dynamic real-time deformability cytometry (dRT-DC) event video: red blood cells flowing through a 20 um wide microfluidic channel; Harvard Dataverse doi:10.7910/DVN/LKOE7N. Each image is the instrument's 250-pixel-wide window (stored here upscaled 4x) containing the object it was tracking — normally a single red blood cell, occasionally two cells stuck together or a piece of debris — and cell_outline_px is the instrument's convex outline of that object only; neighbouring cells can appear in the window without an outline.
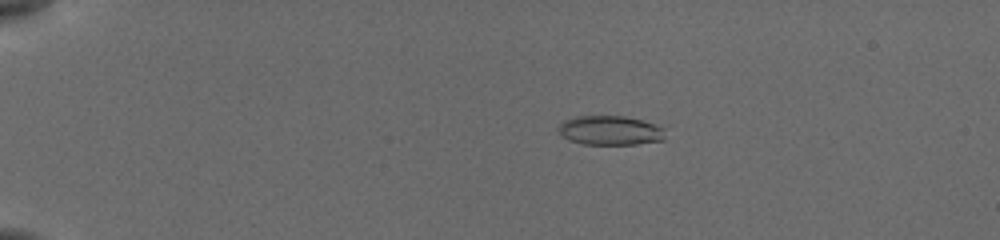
{"species": "common noctule bat (a hibernating species)", "species_latin": "Nyctalus noctula", "temperature_condition": "cold", "stored_images_in_passage": 51, "camera_frame_rate_fps": 3000, "um_per_image_px": 0.085, "animal": {"sex": "female", "body_mass_g": 19.5, "forearm_length_mm": 54.1}, "frame": {"image": 1, "passage_image": 7, "time_ms": 3.333, "image_size_px": [1000, 240], "cell_outline_px": [[664, 140], [636, 144], [584, 144], [568, 140], [560, 136], [560, 124], [564, 120], [576, 116], [624, 116], [656, 124], [664, 128]], "centroid_in_image_um": [51.86, 11.09], "position_along_channel_um": 33.1, "area_um2": 18.21}}
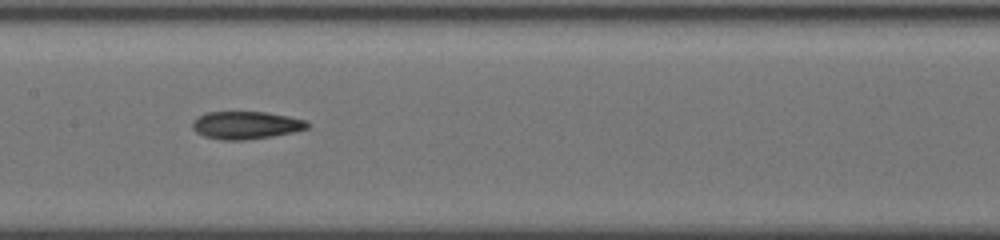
{"frame": {"image": 2, "passage_image": 34, "time_ms": 9.333, "image_size_px": [1000, 240], "cell_outline_px": [[312, 124], [308, 128], [292, 132], [272, 136], [244, 140], [220, 140], [204, 136], [196, 132], [192, 128], [192, 120], [196, 116], [208, 112], [268, 112], [308, 120]], "centroid_in_image_um": [20.91, 10.63], "position_along_channel_um": 186.5, "area_um2": 18.79}}
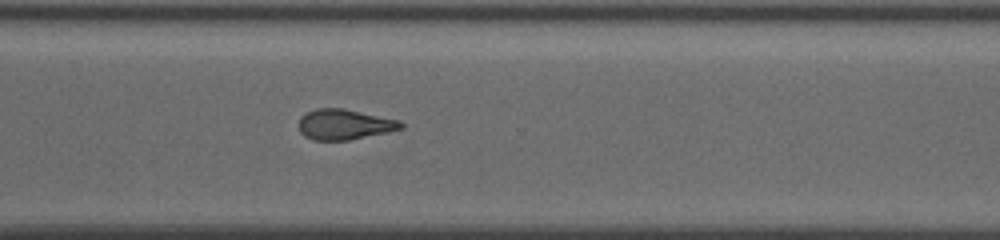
{"frame": {"image": 3, "passage_image": 51, "time_ms": 13.333, "image_size_px": [1000, 240], "cell_outline_px": [[404, 128], [348, 140], [312, 140], [304, 136], [300, 132], [300, 116], [316, 108], [344, 108], [400, 120], [404, 124]], "centroid_in_image_um": [29.27, 10.57], "position_along_channel_um": 341.3, "area_um2": 18.03}}